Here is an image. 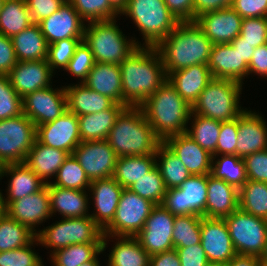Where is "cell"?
<instances>
[{
  "mask_svg": "<svg viewBox=\"0 0 267 266\" xmlns=\"http://www.w3.org/2000/svg\"><path fill=\"white\" fill-rule=\"evenodd\" d=\"M67 110L77 116L98 113L111 108L115 102L88 88L84 83L65 86Z\"/></svg>",
  "mask_w": 267,
  "mask_h": 266,
  "instance_id": "d6a6232c",
  "label": "cell"
},
{
  "mask_svg": "<svg viewBox=\"0 0 267 266\" xmlns=\"http://www.w3.org/2000/svg\"><path fill=\"white\" fill-rule=\"evenodd\" d=\"M234 0H194V20L206 12L231 7Z\"/></svg>",
  "mask_w": 267,
  "mask_h": 266,
  "instance_id": "be15d7a7",
  "label": "cell"
},
{
  "mask_svg": "<svg viewBox=\"0 0 267 266\" xmlns=\"http://www.w3.org/2000/svg\"><path fill=\"white\" fill-rule=\"evenodd\" d=\"M242 20L232 7H227L206 12L194 21L212 44H227L240 35Z\"/></svg>",
  "mask_w": 267,
  "mask_h": 266,
  "instance_id": "d6986e66",
  "label": "cell"
},
{
  "mask_svg": "<svg viewBox=\"0 0 267 266\" xmlns=\"http://www.w3.org/2000/svg\"><path fill=\"white\" fill-rule=\"evenodd\" d=\"M119 66L125 107H139L167 80L162 58L155 47L139 46Z\"/></svg>",
  "mask_w": 267,
  "mask_h": 266,
  "instance_id": "6da1fadb",
  "label": "cell"
},
{
  "mask_svg": "<svg viewBox=\"0 0 267 266\" xmlns=\"http://www.w3.org/2000/svg\"><path fill=\"white\" fill-rule=\"evenodd\" d=\"M35 238V232L11 218L7 213L0 217V252L24 247Z\"/></svg>",
  "mask_w": 267,
  "mask_h": 266,
  "instance_id": "ab89813d",
  "label": "cell"
},
{
  "mask_svg": "<svg viewBox=\"0 0 267 266\" xmlns=\"http://www.w3.org/2000/svg\"><path fill=\"white\" fill-rule=\"evenodd\" d=\"M142 198L150 200L155 205H162L167 188L161 176L160 170L155 166L148 174L136 181L131 187Z\"/></svg>",
  "mask_w": 267,
  "mask_h": 266,
  "instance_id": "bcb514c9",
  "label": "cell"
},
{
  "mask_svg": "<svg viewBox=\"0 0 267 266\" xmlns=\"http://www.w3.org/2000/svg\"><path fill=\"white\" fill-rule=\"evenodd\" d=\"M243 84L230 79L213 78L191 106V113L227 122L245 110L239 105Z\"/></svg>",
  "mask_w": 267,
  "mask_h": 266,
  "instance_id": "52a82bcc",
  "label": "cell"
},
{
  "mask_svg": "<svg viewBox=\"0 0 267 266\" xmlns=\"http://www.w3.org/2000/svg\"><path fill=\"white\" fill-rule=\"evenodd\" d=\"M33 23L38 24L43 19L51 16L64 3L63 0H26Z\"/></svg>",
  "mask_w": 267,
  "mask_h": 266,
  "instance_id": "9f6ffc18",
  "label": "cell"
},
{
  "mask_svg": "<svg viewBox=\"0 0 267 266\" xmlns=\"http://www.w3.org/2000/svg\"><path fill=\"white\" fill-rule=\"evenodd\" d=\"M239 209L267 220V183L247 180L239 189Z\"/></svg>",
  "mask_w": 267,
  "mask_h": 266,
  "instance_id": "60d3db41",
  "label": "cell"
},
{
  "mask_svg": "<svg viewBox=\"0 0 267 266\" xmlns=\"http://www.w3.org/2000/svg\"><path fill=\"white\" fill-rule=\"evenodd\" d=\"M247 180L267 183V149L243 158Z\"/></svg>",
  "mask_w": 267,
  "mask_h": 266,
  "instance_id": "11a10c76",
  "label": "cell"
},
{
  "mask_svg": "<svg viewBox=\"0 0 267 266\" xmlns=\"http://www.w3.org/2000/svg\"><path fill=\"white\" fill-rule=\"evenodd\" d=\"M156 166L159 168L165 186L178 188L191 176L181 160L162 142L155 153Z\"/></svg>",
  "mask_w": 267,
  "mask_h": 266,
  "instance_id": "74e56055",
  "label": "cell"
},
{
  "mask_svg": "<svg viewBox=\"0 0 267 266\" xmlns=\"http://www.w3.org/2000/svg\"><path fill=\"white\" fill-rule=\"evenodd\" d=\"M238 136V117L234 120L221 122L216 151L212 156L236 155Z\"/></svg>",
  "mask_w": 267,
  "mask_h": 266,
  "instance_id": "db71d44e",
  "label": "cell"
},
{
  "mask_svg": "<svg viewBox=\"0 0 267 266\" xmlns=\"http://www.w3.org/2000/svg\"><path fill=\"white\" fill-rule=\"evenodd\" d=\"M48 191L52 217L57 212L62 215V218L90 216V212H88V208H90L89 191L61 188L50 183H48Z\"/></svg>",
  "mask_w": 267,
  "mask_h": 266,
  "instance_id": "f1b7e54d",
  "label": "cell"
},
{
  "mask_svg": "<svg viewBox=\"0 0 267 266\" xmlns=\"http://www.w3.org/2000/svg\"><path fill=\"white\" fill-rule=\"evenodd\" d=\"M174 219L175 216L163 205H155L152 208L143 229L135 236L150 256L174 249Z\"/></svg>",
  "mask_w": 267,
  "mask_h": 266,
  "instance_id": "5bb4252c",
  "label": "cell"
},
{
  "mask_svg": "<svg viewBox=\"0 0 267 266\" xmlns=\"http://www.w3.org/2000/svg\"><path fill=\"white\" fill-rule=\"evenodd\" d=\"M200 215L175 216L172 232L174 248L188 247L201 243Z\"/></svg>",
  "mask_w": 267,
  "mask_h": 266,
  "instance_id": "ee69618b",
  "label": "cell"
},
{
  "mask_svg": "<svg viewBox=\"0 0 267 266\" xmlns=\"http://www.w3.org/2000/svg\"><path fill=\"white\" fill-rule=\"evenodd\" d=\"M47 60L18 61L8 77L12 87L23 98L26 95L51 86L53 77Z\"/></svg>",
  "mask_w": 267,
  "mask_h": 266,
  "instance_id": "44dd1931",
  "label": "cell"
},
{
  "mask_svg": "<svg viewBox=\"0 0 267 266\" xmlns=\"http://www.w3.org/2000/svg\"><path fill=\"white\" fill-rule=\"evenodd\" d=\"M23 114L22 98L12 87L8 75L0 74V120Z\"/></svg>",
  "mask_w": 267,
  "mask_h": 266,
  "instance_id": "c3c4849f",
  "label": "cell"
},
{
  "mask_svg": "<svg viewBox=\"0 0 267 266\" xmlns=\"http://www.w3.org/2000/svg\"><path fill=\"white\" fill-rule=\"evenodd\" d=\"M72 154L90 182L113 177L118 156L107 140L81 142Z\"/></svg>",
  "mask_w": 267,
  "mask_h": 266,
  "instance_id": "4fadbf2b",
  "label": "cell"
},
{
  "mask_svg": "<svg viewBox=\"0 0 267 266\" xmlns=\"http://www.w3.org/2000/svg\"><path fill=\"white\" fill-rule=\"evenodd\" d=\"M121 69L117 64L95 62L83 82L88 88L122 104Z\"/></svg>",
  "mask_w": 267,
  "mask_h": 266,
  "instance_id": "1f68e13d",
  "label": "cell"
},
{
  "mask_svg": "<svg viewBox=\"0 0 267 266\" xmlns=\"http://www.w3.org/2000/svg\"><path fill=\"white\" fill-rule=\"evenodd\" d=\"M224 266H262L260 257L236 254Z\"/></svg>",
  "mask_w": 267,
  "mask_h": 266,
  "instance_id": "003e7915",
  "label": "cell"
},
{
  "mask_svg": "<svg viewBox=\"0 0 267 266\" xmlns=\"http://www.w3.org/2000/svg\"><path fill=\"white\" fill-rule=\"evenodd\" d=\"M154 206L130 189H123L114 218L103 230V235L135 237L143 229Z\"/></svg>",
  "mask_w": 267,
  "mask_h": 266,
  "instance_id": "8fae6325",
  "label": "cell"
},
{
  "mask_svg": "<svg viewBox=\"0 0 267 266\" xmlns=\"http://www.w3.org/2000/svg\"><path fill=\"white\" fill-rule=\"evenodd\" d=\"M81 41L83 38H68L48 45L47 61L54 74L55 69L62 68L64 71Z\"/></svg>",
  "mask_w": 267,
  "mask_h": 266,
  "instance_id": "681fc988",
  "label": "cell"
},
{
  "mask_svg": "<svg viewBox=\"0 0 267 266\" xmlns=\"http://www.w3.org/2000/svg\"><path fill=\"white\" fill-rule=\"evenodd\" d=\"M36 140V126L24 113L0 120V166L24 163Z\"/></svg>",
  "mask_w": 267,
  "mask_h": 266,
  "instance_id": "9c48e42d",
  "label": "cell"
},
{
  "mask_svg": "<svg viewBox=\"0 0 267 266\" xmlns=\"http://www.w3.org/2000/svg\"><path fill=\"white\" fill-rule=\"evenodd\" d=\"M4 195L2 191L0 190V217H2L6 213V207L4 204Z\"/></svg>",
  "mask_w": 267,
  "mask_h": 266,
  "instance_id": "89a4df30",
  "label": "cell"
},
{
  "mask_svg": "<svg viewBox=\"0 0 267 266\" xmlns=\"http://www.w3.org/2000/svg\"><path fill=\"white\" fill-rule=\"evenodd\" d=\"M121 15L132 19L142 34L145 47H156L180 22L164 0H128Z\"/></svg>",
  "mask_w": 267,
  "mask_h": 266,
  "instance_id": "8992f818",
  "label": "cell"
},
{
  "mask_svg": "<svg viewBox=\"0 0 267 266\" xmlns=\"http://www.w3.org/2000/svg\"><path fill=\"white\" fill-rule=\"evenodd\" d=\"M260 260H261L262 266H267V241L265 243L264 251L262 255L260 256Z\"/></svg>",
  "mask_w": 267,
  "mask_h": 266,
  "instance_id": "2644e50d",
  "label": "cell"
},
{
  "mask_svg": "<svg viewBox=\"0 0 267 266\" xmlns=\"http://www.w3.org/2000/svg\"><path fill=\"white\" fill-rule=\"evenodd\" d=\"M167 79L192 106L213 77L208 65L198 64L171 72Z\"/></svg>",
  "mask_w": 267,
  "mask_h": 266,
  "instance_id": "83f0119b",
  "label": "cell"
},
{
  "mask_svg": "<svg viewBox=\"0 0 267 266\" xmlns=\"http://www.w3.org/2000/svg\"><path fill=\"white\" fill-rule=\"evenodd\" d=\"M12 41L17 61L47 60L48 43L39 24L23 29Z\"/></svg>",
  "mask_w": 267,
  "mask_h": 266,
  "instance_id": "e575fe53",
  "label": "cell"
},
{
  "mask_svg": "<svg viewBox=\"0 0 267 266\" xmlns=\"http://www.w3.org/2000/svg\"><path fill=\"white\" fill-rule=\"evenodd\" d=\"M206 266H224L223 264H217V263H208Z\"/></svg>",
  "mask_w": 267,
  "mask_h": 266,
  "instance_id": "753ad0ef",
  "label": "cell"
},
{
  "mask_svg": "<svg viewBox=\"0 0 267 266\" xmlns=\"http://www.w3.org/2000/svg\"><path fill=\"white\" fill-rule=\"evenodd\" d=\"M155 166V155L121 156L117 159L113 178L121 187L128 189Z\"/></svg>",
  "mask_w": 267,
  "mask_h": 266,
  "instance_id": "d590c367",
  "label": "cell"
},
{
  "mask_svg": "<svg viewBox=\"0 0 267 266\" xmlns=\"http://www.w3.org/2000/svg\"><path fill=\"white\" fill-rule=\"evenodd\" d=\"M4 176L11 178L8 181L6 197H3L5 207L12 201L38 192L46 185L25 163L0 166V179Z\"/></svg>",
  "mask_w": 267,
  "mask_h": 266,
  "instance_id": "484cf974",
  "label": "cell"
},
{
  "mask_svg": "<svg viewBox=\"0 0 267 266\" xmlns=\"http://www.w3.org/2000/svg\"><path fill=\"white\" fill-rule=\"evenodd\" d=\"M36 244H39L37 238L24 247L0 252V266H44L41 256L33 249Z\"/></svg>",
  "mask_w": 267,
  "mask_h": 266,
  "instance_id": "f907efd6",
  "label": "cell"
},
{
  "mask_svg": "<svg viewBox=\"0 0 267 266\" xmlns=\"http://www.w3.org/2000/svg\"><path fill=\"white\" fill-rule=\"evenodd\" d=\"M111 238H115L116 242L109 252L107 266H149L150 255L136 237L103 235V252Z\"/></svg>",
  "mask_w": 267,
  "mask_h": 266,
  "instance_id": "f546056e",
  "label": "cell"
},
{
  "mask_svg": "<svg viewBox=\"0 0 267 266\" xmlns=\"http://www.w3.org/2000/svg\"><path fill=\"white\" fill-rule=\"evenodd\" d=\"M17 62L12 38L0 34V74L8 75Z\"/></svg>",
  "mask_w": 267,
  "mask_h": 266,
  "instance_id": "91938a15",
  "label": "cell"
},
{
  "mask_svg": "<svg viewBox=\"0 0 267 266\" xmlns=\"http://www.w3.org/2000/svg\"><path fill=\"white\" fill-rule=\"evenodd\" d=\"M94 63L95 60L90 48L81 41L64 70L79 78V83H83L94 66Z\"/></svg>",
  "mask_w": 267,
  "mask_h": 266,
  "instance_id": "816d5d0a",
  "label": "cell"
},
{
  "mask_svg": "<svg viewBox=\"0 0 267 266\" xmlns=\"http://www.w3.org/2000/svg\"><path fill=\"white\" fill-rule=\"evenodd\" d=\"M31 24L26 0H4L0 9V34L12 38Z\"/></svg>",
  "mask_w": 267,
  "mask_h": 266,
  "instance_id": "8d00e7d4",
  "label": "cell"
},
{
  "mask_svg": "<svg viewBox=\"0 0 267 266\" xmlns=\"http://www.w3.org/2000/svg\"><path fill=\"white\" fill-rule=\"evenodd\" d=\"M212 42L195 21L179 22L176 28L155 48L166 75L193 65H208Z\"/></svg>",
  "mask_w": 267,
  "mask_h": 266,
  "instance_id": "7a4b0ae2",
  "label": "cell"
},
{
  "mask_svg": "<svg viewBox=\"0 0 267 266\" xmlns=\"http://www.w3.org/2000/svg\"><path fill=\"white\" fill-rule=\"evenodd\" d=\"M116 18L86 23L83 42L90 48L95 62L120 65L141 42L120 30Z\"/></svg>",
  "mask_w": 267,
  "mask_h": 266,
  "instance_id": "5b68a950",
  "label": "cell"
},
{
  "mask_svg": "<svg viewBox=\"0 0 267 266\" xmlns=\"http://www.w3.org/2000/svg\"><path fill=\"white\" fill-rule=\"evenodd\" d=\"M175 249L180 258V266H206L209 263L200 243Z\"/></svg>",
  "mask_w": 267,
  "mask_h": 266,
  "instance_id": "680465c9",
  "label": "cell"
},
{
  "mask_svg": "<svg viewBox=\"0 0 267 266\" xmlns=\"http://www.w3.org/2000/svg\"><path fill=\"white\" fill-rule=\"evenodd\" d=\"M258 112L246 110L238 117L236 155L244 158L249 154L267 149V125Z\"/></svg>",
  "mask_w": 267,
  "mask_h": 266,
  "instance_id": "7402d4cb",
  "label": "cell"
},
{
  "mask_svg": "<svg viewBox=\"0 0 267 266\" xmlns=\"http://www.w3.org/2000/svg\"><path fill=\"white\" fill-rule=\"evenodd\" d=\"M206 218L224 219L239 209V189L208 174Z\"/></svg>",
  "mask_w": 267,
  "mask_h": 266,
  "instance_id": "4316f807",
  "label": "cell"
},
{
  "mask_svg": "<svg viewBox=\"0 0 267 266\" xmlns=\"http://www.w3.org/2000/svg\"><path fill=\"white\" fill-rule=\"evenodd\" d=\"M36 137L39 143L72 154L82 142L78 116L67 110L55 120L37 126Z\"/></svg>",
  "mask_w": 267,
  "mask_h": 266,
  "instance_id": "2e32d148",
  "label": "cell"
},
{
  "mask_svg": "<svg viewBox=\"0 0 267 266\" xmlns=\"http://www.w3.org/2000/svg\"><path fill=\"white\" fill-rule=\"evenodd\" d=\"M69 155V152L52 148L36 140L33 147L29 150L24 163L47 184L51 182L48 180L49 178H55L59 168Z\"/></svg>",
  "mask_w": 267,
  "mask_h": 266,
  "instance_id": "4dcf8cb0",
  "label": "cell"
},
{
  "mask_svg": "<svg viewBox=\"0 0 267 266\" xmlns=\"http://www.w3.org/2000/svg\"><path fill=\"white\" fill-rule=\"evenodd\" d=\"M6 213L37 233L36 227L52 217L48 183L38 192L12 201L6 207Z\"/></svg>",
  "mask_w": 267,
  "mask_h": 266,
  "instance_id": "ac0fdd59",
  "label": "cell"
},
{
  "mask_svg": "<svg viewBox=\"0 0 267 266\" xmlns=\"http://www.w3.org/2000/svg\"><path fill=\"white\" fill-rule=\"evenodd\" d=\"M123 189L113 177L91 182L88 191L96 212L90 216L102 230L112 222Z\"/></svg>",
  "mask_w": 267,
  "mask_h": 266,
  "instance_id": "603a6c76",
  "label": "cell"
},
{
  "mask_svg": "<svg viewBox=\"0 0 267 266\" xmlns=\"http://www.w3.org/2000/svg\"><path fill=\"white\" fill-rule=\"evenodd\" d=\"M189 120L192 123H190L191 126L187 128L186 134L200 147L213 155L216 151L221 122L195 113H191Z\"/></svg>",
  "mask_w": 267,
  "mask_h": 266,
  "instance_id": "f35d334b",
  "label": "cell"
},
{
  "mask_svg": "<svg viewBox=\"0 0 267 266\" xmlns=\"http://www.w3.org/2000/svg\"><path fill=\"white\" fill-rule=\"evenodd\" d=\"M98 255L91 261L83 263L80 266H100V262L98 261Z\"/></svg>",
  "mask_w": 267,
  "mask_h": 266,
  "instance_id": "8c879c8a",
  "label": "cell"
},
{
  "mask_svg": "<svg viewBox=\"0 0 267 266\" xmlns=\"http://www.w3.org/2000/svg\"><path fill=\"white\" fill-rule=\"evenodd\" d=\"M139 107L162 142L170 136L186 133L190 123L191 105L168 79Z\"/></svg>",
  "mask_w": 267,
  "mask_h": 266,
  "instance_id": "3957f363",
  "label": "cell"
},
{
  "mask_svg": "<svg viewBox=\"0 0 267 266\" xmlns=\"http://www.w3.org/2000/svg\"><path fill=\"white\" fill-rule=\"evenodd\" d=\"M22 104L23 113L36 127L53 121L67 111L65 86L36 90L23 97Z\"/></svg>",
  "mask_w": 267,
  "mask_h": 266,
  "instance_id": "9a60e30c",
  "label": "cell"
},
{
  "mask_svg": "<svg viewBox=\"0 0 267 266\" xmlns=\"http://www.w3.org/2000/svg\"><path fill=\"white\" fill-rule=\"evenodd\" d=\"M69 2L87 23L120 17V14L110 5L109 0H70Z\"/></svg>",
  "mask_w": 267,
  "mask_h": 266,
  "instance_id": "7dc6e473",
  "label": "cell"
},
{
  "mask_svg": "<svg viewBox=\"0 0 267 266\" xmlns=\"http://www.w3.org/2000/svg\"><path fill=\"white\" fill-rule=\"evenodd\" d=\"M231 7L243 19L267 17V0H234Z\"/></svg>",
  "mask_w": 267,
  "mask_h": 266,
  "instance_id": "6f0895ef",
  "label": "cell"
},
{
  "mask_svg": "<svg viewBox=\"0 0 267 266\" xmlns=\"http://www.w3.org/2000/svg\"><path fill=\"white\" fill-rule=\"evenodd\" d=\"M48 45L68 38H83L86 23L70 2L38 23Z\"/></svg>",
  "mask_w": 267,
  "mask_h": 266,
  "instance_id": "ffe728a7",
  "label": "cell"
},
{
  "mask_svg": "<svg viewBox=\"0 0 267 266\" xmlns=\"http://www.w3.org/2000/svg\"><path fill=\"white\" fill-rule=\"evenodd\" d=\"M124 108L123 104L115 103L107 110L78 116L81 141L106 140L116 118Z\"/></svg>",
  "mask_w": 267,
  "mask_h": 266,
  "instance_id": "836d02e7",
  "label": "cell"
},
{
  "mask_svg": "<svg viewBox=\"0 0 267 266\" xmlns=\"http://www.w3.org/2000/svg\"><path fill=\"white\" fill-rule=\"evenodd\" d=\"M200 244L210 263L226 265L236 255L224 219L202 216Z\"/></svg>",
  "mask_w": 267,
  "mask_h": 266,
  "instance_id": "e0dca14e",
  "label": "cell"
},
{
  "mask_svg": "<svg viewBox=\"0 0 267 266\" xmlns=\"http://www.w3.org/2000/svg\"><path fill=\"white\" fill-rule=\"evenodd\" d=\"M36 238L39 245L56 250L73 244L103 243V230L91 216L62 218L38 230Z\"/></svg>",
  "mask_w": 267,
  "mask_h": 266,
  "instance_id": "ba28073f",
  "label": "cell"
},
{
  "mask_svg": "<svg viewBox=\"0 0 267 266\" xmlns=\"http://www.w3.org/2000/svg\"><path fill=\"white\" fill-rule=\"evenodd\" d=\"M4 0H0V9L2 8Z\"/></svg>",
  "mask_w": 267,
  "mask_h": 266,
  "instance_id": "34e18365",
  "label": "cell"
},
{
  "mask_svg": "<svg viewBox=\"0 0 267 266\" xmlns=\"http://www.w3.org/2000/svg\"><path fill=\"white\" fill-rule=\"evenodd\" d=\"M213 78L230 79L241 84L248 77V65L230 44H213L208 61Z\"/></svg>",
  "mask_w": 267,
  "mask_h": 266,
  "instance_id": "d4e9b609",
  "label": "cell"
},
{
  "mask_svg": "<svg viewBox=\"0 0 267 266\" xmlns=\"http://www.w3.org/2000/svg\"><path fill=\"white\" fill-rule=\"evenodd\" d=\"M103 243H82L73 244L61 248L52 253L49 257L53 266H80L83 263L93 260L102 251Z\"/></svg>",
  "mask_w": 267,
  "mask_h": 266,
  "instance_id": "b9f144b4",
  "label": "cell"
},
{
  "mask_svg": "<svg viewBox=\"0 0 267 266\" xmlns=\"http://www.w3.org/2000/svg\"><path fill=\"white\" fill-rule=\"evenodd\" d=\"M230 44L235 50H238L242 61L249 65L255 48H253L248 42L243 41V38L240 35H238Z\"/></svg>",
  "mask_w": 267,
  "mask_h": 266,
  "instance_id": "03108f58",
  "label": "cell"
},
{
  "mask_svg": "<svg viewBox=\"0 0 267 266\" xmlns=\"http://www.w3.org/2000/svg\"><path fill=\"white\" fill-rule=\"evenodd\" d=\"M170 12L180 21H194V0H164Z\"/></svg>",
  "mask_w": 267,
  "mask_h": 266,
  "instance_id": "94428289",
  "label": "cell"
},
{
  "mask_svg": "<svg viewBox=\"0 0 267 266\" xmlns=\"http://www.w3.org/2000/svg\"><path fill=\"white\" fill-rule=\"evenodd\" d=\"M163 143L181 160L191 175L211 174L213 156L186 133L170 136Z\"/></svg>",
  "mask_w": 267,
  "mask_h": 266,
  "instance_id": "cb8c5ba5",
  "label": "cell"
},
{
  "mask_svg": "<svg viewBox=\"0 0 267 266\" xmlns=\"http://www.w3.org/2000/svg\"><path fill=\"white\" fill-rule=\"evenodd\" d=\"M110 5L119 13L126 8L128 0H109Z\"/></svg>",
  "mask_w": 267,
  "mask_h": 266,
  "instance_id": "a7ac6f4b",
  "label": "cell"
},
{
  "mask_svg": "<svg viewBox=\"0 0 267 266\" xmlns=\"http://www.w3.org/2000/svg\"><path fill=\"white\" fill-rule=\"evenodd\" d=\"M55 179L50 182L51 185L66 189L89 190L91 184L84 169L73 154H70L59 168Z\"/></svg>",
  "mask_w": 267,
  "mask_h": 266,
  "instance_id": "f6af8a7d",
  "label": "cell"
},
{
  "mask_svg": "<svg viewBox=\"0 0 267 266\" xmlns=\"http://www.w3.org/2000/svg\"><path fill=\"white\" fill-rule=\"evenodd\" d=\"M235 252L260 257L267 241V220L237 209L224 218Z\"/></svg>",
  "mask_w": 267,
  "mask_h": 266,
  "instance_id": "30bf717a",
  "label": "cell"
},
{
  "mask_svg": "<svg viewBox=\"0 0 267 266\" xmlns=\"http://www.w3.org/2000/svg\"><path fill=\"white\" fill-rule=\"evenodd\" d=\"M240 36L253 48L267 43V17L244 18Z\"/></svg>",
  "mask_w": 267,
  "mask_h": 266,
  "instance_id": "f5cc1de1",
  "label": "cell"
},
{
  "mask_svg": "<svg viewBox=\"0 0 267 266\" xmlns=\"http://www.w3.org/2000/svg\"><path fill=\"white\" fill-rule=\"evenodd\" d=\"M250 74L267 77V43L255 48L248 65V75Z\"/></svg>",
  "mask_w": 267,
  "mask_h": 266,
  "instance_id": "6125c7cd",
  "label": "cell"
},
{
  "mask_svg": "<svg viewBox=\"0 0 267 266\" xmlns=\"http://www.w3.org/2000/svg\"><path fill=\"white\" fill-rule=\"evenodd\" d=\"M118 157L155 155L162 141L155 135L140 107H125L106 139Z\"/></svg>",
  "mask_w": 267,
  "mask_h": 266,
  "instance_id": "277c9868",
  "label": "cell"
},
{
  "mask_svg": "<svg viewBox=\"0 0 267 266\" xmlns=\"http://www.w3.org/2000/svg\"><path fill=\"white\" fill-rule=\"evenodd\" d=\"M208 175H191L180 187L168 189L162 205L174 216L205 217Z\"/></svg>",
  "mask_w": 267,
  "mask_h": 266,
  "instance_id": "7c38bea8",
  "label": "cell"
},
{
  "mask_svg": "<svg viewBox=\"0 0 267 266\" xmlns=\"http://www.w3.org/2000/svg\"><path fill=\"white\" fill-rule=\"evenodd\" d=\"M149 266H180V258L177 250L174 248L150 256Z\"/></svg>",
  "mask_w": 267,
  "mask_h": 266,
  "instance_id": "e7e4bbea",
  "label": "cell"
},
{
  "mask_svg": "<svg viewBox=\"0 0 267 266\" xmlns=\"http://www.w3.org/2000/svg\"><path fill=\"white\" fill-rule=\"evenodd\" d=\"M211 175L217 179H223L237 189L247 181L245 162L237 155L213 156Z\"/></svg>",
  "mask_w": 267,
  "mask_h": 266,
  "instance_id": "7bdbcfd3",
  "label": "cell"
}]
</instances>
